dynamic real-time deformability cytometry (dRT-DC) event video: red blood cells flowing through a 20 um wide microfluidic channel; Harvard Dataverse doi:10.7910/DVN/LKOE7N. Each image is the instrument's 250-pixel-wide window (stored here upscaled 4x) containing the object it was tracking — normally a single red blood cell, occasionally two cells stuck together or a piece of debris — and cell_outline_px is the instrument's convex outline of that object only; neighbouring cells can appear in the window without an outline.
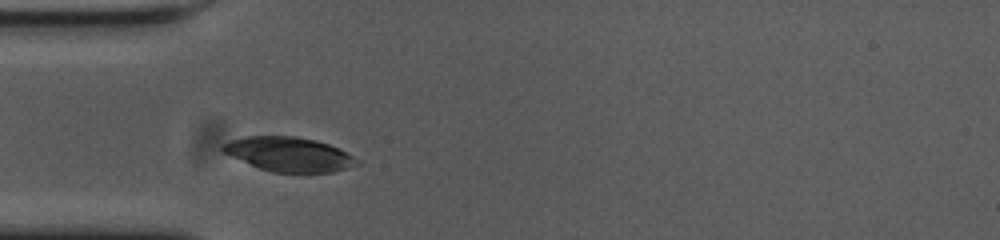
{"species": "common noctule bat (a hibernating species)", "species_latin": "Nyctalus noctula", "temperature_condition": "cold", "stored_images_in_passage": 33, "camera_frame_rate_fps": 3000, "um_per_image_px": 0.085, "animal": {"sex": "female", "body_mass_g": 23.0, "forearm_length_mm": 53.4}, "frame": {"image": 1, "passage_image": 1, "time_ms": 0.0, "image_size_px": [1000, 240], "cell_outline_px": [[360, 164], [348, 168], [332, 172], [272, 172], [260, 168], [232, 156], [224, 152], [220, 148], [224, 144], [232, 140], [244, 136], [296, 136], [316, 140], [328, 144], [360, 160]], "centroid_in_image_um": [24.59, 13.11], "position_along_channel_um": 60.4, "area_um2": 26.47}}
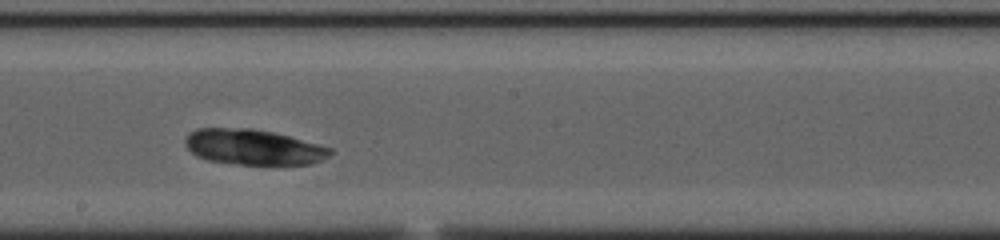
{"frame": {"image": 2, "passage_image": 15, "time_ms": 4.667, "image_size_px": [1000, 240], "cell_outline_px": [[332, 152], [328, 156], [312, 164], [240, 164], [208, 160], [196, 156], [184, 144], [184, 140], [188, 132], [196, 128], [252, 128], [272, 132], [288, 136], [332, 148]], "centroid_in_image_um": [21.48, 12.49], "position_along_channel_um": 226.7, "area_um2": 29.77}}
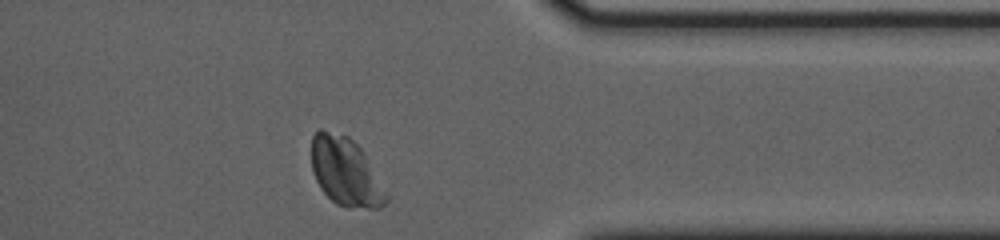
{"frame": {"image": 3, "passage_image": 29, "time_ms": 9.333, "image_size_px": [1000, 240], "cell_outline_px": [[388, 200], [380, 208], [348, 208], [336, 204], [320, 188], [312, 172], [312, 136], [320, 128], [348, 136], [364, 152], [388, 196]], "centroid_in_image_um": [29.36, 14.61], "position_along_channel_um": 382.0, "area_um2": 29.65}, "authors_computed_cell_mechanics": {"area_um2": 29.9404, "velocity_mm_per_s": 3.6061, "shape_relaxation_time_tau1_ms": null, "shape_relaxation_time_tau2_ms": 5.1726, "deformation_change_tau1": null, "deformation_change_tau2": 0.0473}}